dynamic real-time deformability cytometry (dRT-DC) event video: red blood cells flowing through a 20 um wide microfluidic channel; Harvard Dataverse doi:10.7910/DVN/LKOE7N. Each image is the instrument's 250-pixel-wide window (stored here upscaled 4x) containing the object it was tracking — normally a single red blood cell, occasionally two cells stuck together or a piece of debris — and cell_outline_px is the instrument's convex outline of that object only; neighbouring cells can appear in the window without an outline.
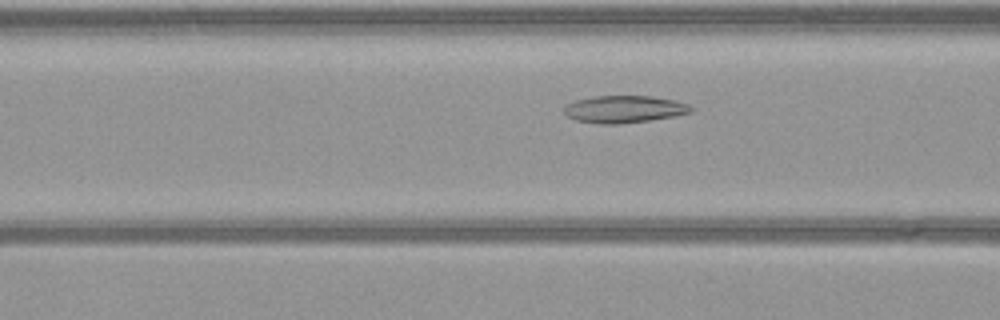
{"species": "common noctule bat (a hibernating species)", "species_latin": "Nyctalus noctula", "temperature_condition": "warm", "stored_images_in_passage": 49, "camera_frame_rate_fps": 3000, "um_per_image_px": 0.085, "animal": {"sex": "female", "body_mass_g": 21.9}, "frame": {"image": 1, "passage_image": 16, "time_ms": 5.0, "image_size_px": [1000, 320], "cell_outline_px": [[692, 112], [676, 116], [620, 124], [600, 124], [576, 120], [564, 116], [564, 108], [568, 104], [576, 100], [592, 96], [652, 96], [676, 100], [688, 104], [692, 108]], "centroid_in_image_um": [53.05, 9.28], "position_along_channel_um": 113.6, "area_um2": 20.23}}
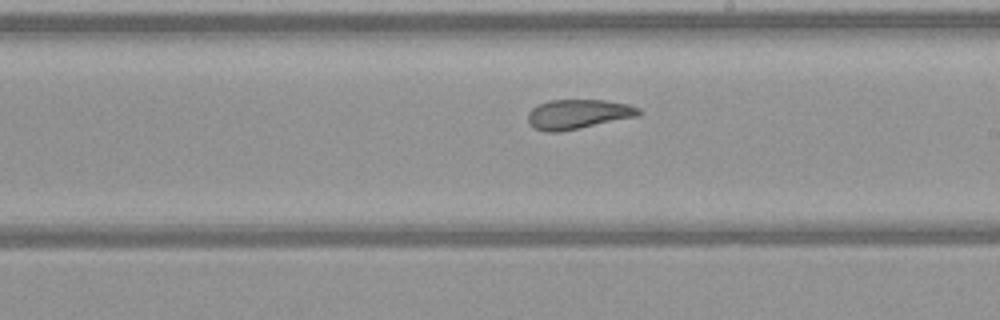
{"frame": {"image": 2, "passage_image": 26, "time_ms": 8.333, "image_size_px": [1000, 320], "cell_outline_px": [[644, 112], [640, 116], [560, 132], [544, 132], [532, 128], [528, 124], [528, 112], [532, 108], [548, 100], [604, 100], [628, 104], [640, 108]], "centroid_in_image_um": [49.15, 9.71], "position_along_channel_um": 239.9, "area_um2": 19.42}}
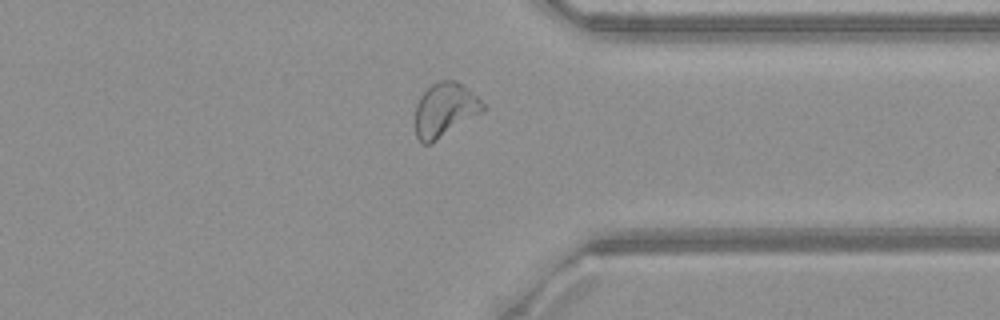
{"frame": {"image": 3, "passage_image": 37, "time_ms": 12.0, "image_size_px": [1000, 320], "cell_outline_px": [[488, 108], [484, 112], [432, 144], [424, 144], [416, 136], [416, 104], [420, 96], [432, 84], [440, 80], [456, 80], [464, 84]], "centroid_in_image_um": [37.85, 9.34], "position_along_channel_um": 373.5, "area_um2": 21.62}}